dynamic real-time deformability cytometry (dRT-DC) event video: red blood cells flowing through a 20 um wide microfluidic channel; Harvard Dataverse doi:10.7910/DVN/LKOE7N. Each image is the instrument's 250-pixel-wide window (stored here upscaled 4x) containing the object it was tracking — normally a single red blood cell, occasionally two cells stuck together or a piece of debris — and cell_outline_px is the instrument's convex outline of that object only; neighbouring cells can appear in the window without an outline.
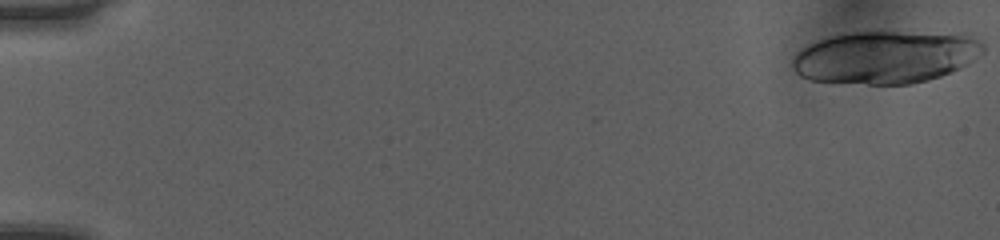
{"species": "human", "species_latin": "Homo sapiens", "temperature_condition": "room temperature", "stored_images_in_passage": 13, "camera_frame_rate_fps": 3000, "um_per_image_px": 0.085, "donor": {"sex": "female"}, "frame": {"image": 1, "passage_image": 1, "time_ms": 0.0, "image_size_px": [1000, 240], "cell_outline_px": [[984, 52], [968, 64], [952, 72], [928, 80], [908, 84], [868, 84], [808, 80], [800, 76], [792, 68], [792, 56], [796, 52], [808, 44], [828, 36], [868, 28], [880, 28], [964, 32], [984, 40]], "centroid_in_image_um": [75.34, 4.76], "position_along_channel_um": 9.7, "area_um2": 61.5}}